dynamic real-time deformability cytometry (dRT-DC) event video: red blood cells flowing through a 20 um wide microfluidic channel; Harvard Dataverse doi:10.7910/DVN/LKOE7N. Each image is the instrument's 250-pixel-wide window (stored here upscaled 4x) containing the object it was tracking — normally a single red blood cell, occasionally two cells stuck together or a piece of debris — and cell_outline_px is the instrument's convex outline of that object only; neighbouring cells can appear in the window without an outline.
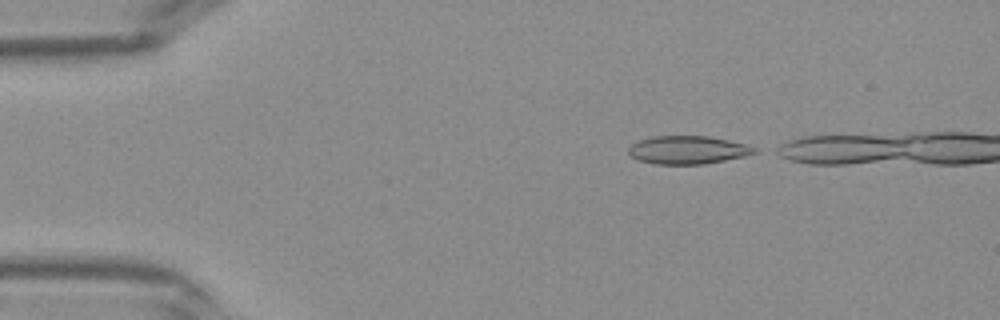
{"species": "Egyptian fruit bat (a non-hibernating species)", "species_latin": "Rousettus aegyptiacus", "temperature_condition": "warm", "stored_images_in_passage": 28, "camera_frame_rate_fps": 3000, "um_per_image_px": 0.085, "frame": {"image": 1, "passage_image": 1, "time_ms": 0.0, "image_size_px": [1000, 320], "cell_outline_px": [[756, 152], [744, 156], [704, 164], [656, 164], [636, 160], [628, 152], [628, 148], [632, 144], [640, 140], [652, 136], [708, 136], [748, 144], [756, 148]], "centroid_in_image_um": [58.44, 12.74], "position_along_channel_um": 26.6, "area_um2": 20.58}}
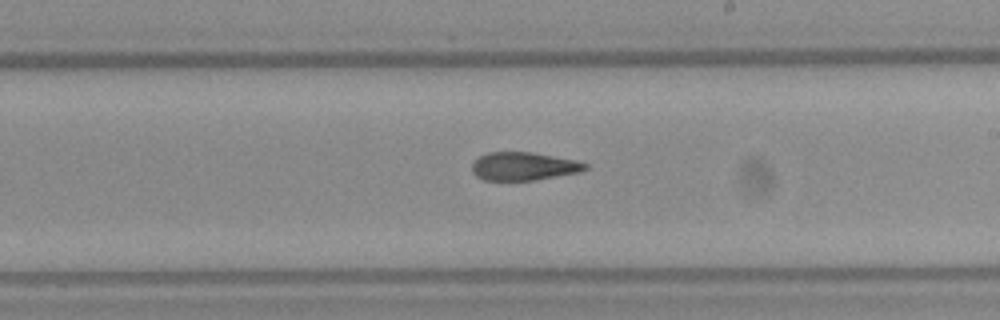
{"frame": {"image": 2, "passage_image": 18, "time_ms": 5.667, "image_size_px": [1000, 320], "cell_outline_px": [[588, 168], [580, 172], [532, 180], [484, 180], [476, 176], [472, 172], [472, 164], [480, 156], [488, 152], [532, 152], [576, 160], [588, 164]], "centroid_in_image_um": [44.51, 14.13], "position_along_channel_um": 244.5, "area_um2": 18.5}}
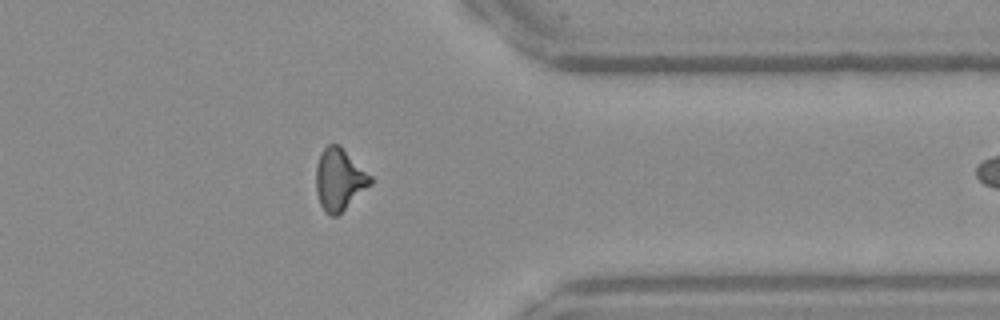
{"frame": {"image": 3, "passage_image": 27, "time_ms": 8.667, "image_size_px": [1000, 320], "cell_outline_px": [[372, 184], [336, 216], [328, 216], [324, 212], [320, 204], [316, 192], [316, 164], [320, 152], [328, 144], [340, 144], [372, 176]], "centroid_in_image_um": [28.83, 15.23], "position_along_channel_um": 382.6, "area_um2": 19.83}}